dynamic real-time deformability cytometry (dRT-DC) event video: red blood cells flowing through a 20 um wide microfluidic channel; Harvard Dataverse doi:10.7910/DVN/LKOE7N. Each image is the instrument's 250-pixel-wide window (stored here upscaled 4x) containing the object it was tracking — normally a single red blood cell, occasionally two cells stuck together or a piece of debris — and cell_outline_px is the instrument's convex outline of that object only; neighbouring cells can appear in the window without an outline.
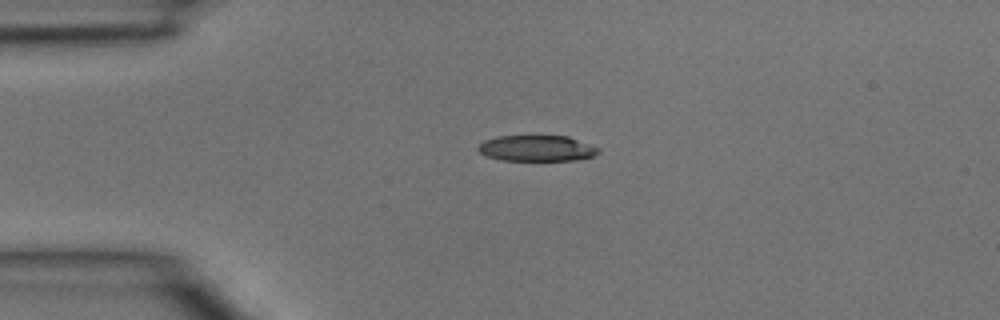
{"species": "common noctule bat (a hibernating species)", "species_latin": "Nyctalus noctula", "temperature_condition": "room temperature", "stored_images_in_passage": 1, "camera_frame_rate_fps": 3000, "um_per_image_px": 0.085, "animal": {"sex": "male", "body_mass_g": 15.6}, "frame": {"image": 1, "passage_image": 1, "time_ms": 0.0, "image_size_px": [1000, 320], "cell_outline_px": [[600, 152], [592, 156], [576, 160], [500, 160], [488, 156], [480, 152], [476, 148], [484, 140], [496, 136], [568, 136], [600, 148]], "centroid_in_image_um": [45.62, 12.6], "position_along_channel_um": 39.4, "area_um2": 18.09}}